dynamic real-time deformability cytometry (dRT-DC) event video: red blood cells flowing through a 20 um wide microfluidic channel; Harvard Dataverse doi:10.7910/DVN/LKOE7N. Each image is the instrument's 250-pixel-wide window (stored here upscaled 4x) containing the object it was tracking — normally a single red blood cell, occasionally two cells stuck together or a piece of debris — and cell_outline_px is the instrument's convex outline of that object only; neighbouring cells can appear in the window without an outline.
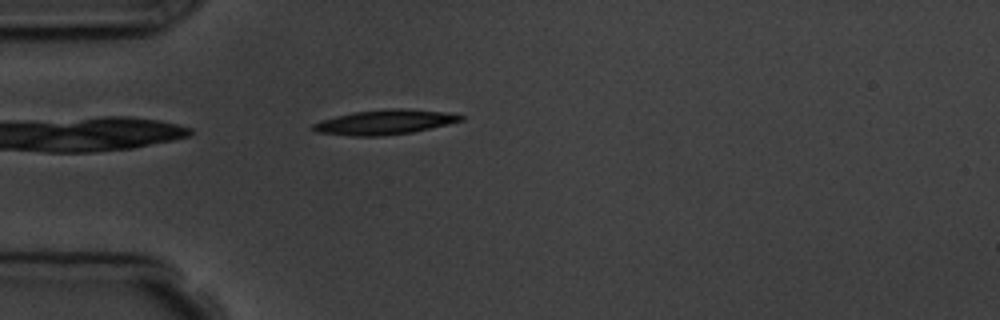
{"species": "common noctule bat (a hibernating species)", "species_latin": "Nyctalus noctula", "temperature_condition": "room temperature", "stored_images_in_passage": 5, "camera_frame_rate_fps": 3000, "um_per_image_px": 0.085, "animal": {"sex": "male", "body_mass_g": 19.5, "forearm_length_mm": 54.6}, "frame": {"image": 1, "passage_image": 5, "time_ms": 4.667, "image_size_px": [1000, 320], "cell_outline_px": [[464, 120], [448, 124], [412, 132], [380, 136], [352, 136], [316, 132], [308, 128], [312, 124], [320, 120], [336, 116], [356, 112], [392, 108], [404, 108], [448, 112], [464, 116]], "centroid_in_image_um": [32.68, 10.38], "position_along_channel_um": 52.3, "area_um2": 21.33}}